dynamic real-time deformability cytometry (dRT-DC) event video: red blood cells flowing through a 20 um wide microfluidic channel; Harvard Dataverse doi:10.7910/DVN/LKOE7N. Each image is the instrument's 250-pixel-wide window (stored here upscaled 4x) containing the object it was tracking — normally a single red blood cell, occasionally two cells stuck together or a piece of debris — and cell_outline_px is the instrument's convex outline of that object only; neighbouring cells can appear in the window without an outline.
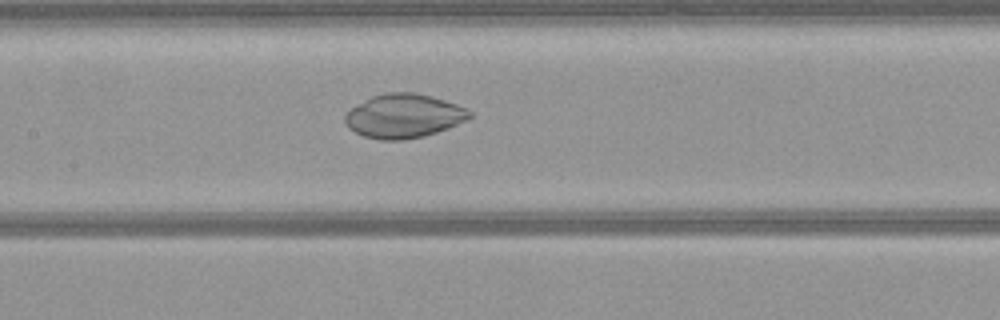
{"species": "common noctule bat (a hibernating species)", "species_latin": "Nyctalus noctula", "temperature_condition": "warm", "stored_images_in_passage": 52, "camera_frame_rate_fps": 3000, "um_per_image_px": 0.085, "animal": {"sex": "female", "body_mass_g": 21.9}, "frame": {"image": 1, "passage_image": 24, "time_ms": 7.667, "image_size_px": [1000, 320], "cell_outline_px": [[472, 116], [468, 120], [448, 128], [424, 136], [404, 140], [380, 140], [364, 136], [348, 128], [344, 120], [344, 116], [348, 108], [372, 96], [384, 92], [416, 92], [432, 96], [468, 108], [472, 112]], "centroid_in_image_um": [34.31, 9.85], "position_along_channel_um": 173.1, "area_um2": 32.31}}
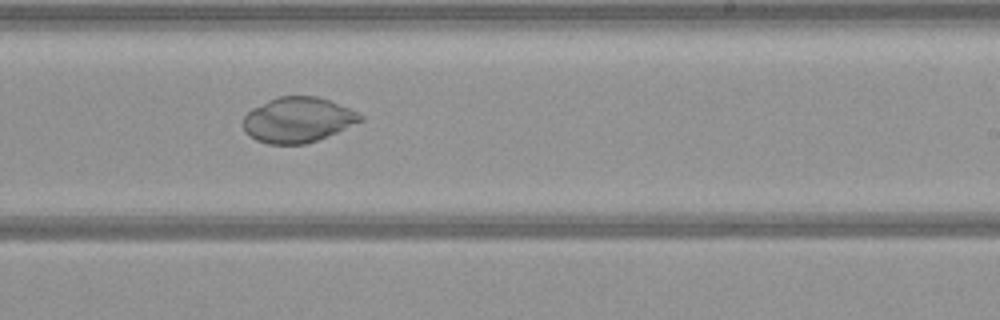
{"frame": {"image": 2, "passage_image": 31, "time_ms": 10.0, "image_size_px": [1000, 320], "cell_outline_px": [[364, 120], [336, 132], [316, 140], [304, 144], [268, 144], [256, 140], [244, 132], [244, 116], [252, 108], [276, 96], [316, 96], [328, 100], [348, 108], [364, 116]], "centroid_in_image_um": [25.28, 10.18], "position_along_channel_um": 263.7, "area_um2": 30.63}}
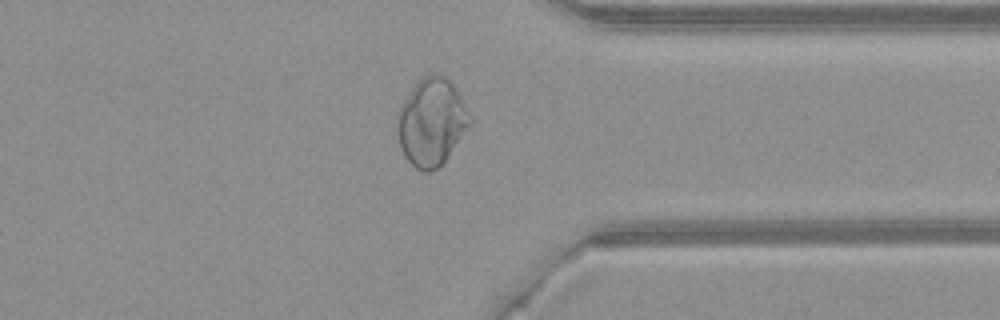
{"frame": {"image": 3, "passage_image": 40, "time_ms": 13.0, "image_size_px": [1000, 320], "cell_outline_px": [[472, 120], [444, 160], [436, 168], [428, 172], [424, 172], [416, 168], [404, 156], [400, 148], [400, 104], [412, 88], [424, 76], [432, 72], [440, 72], [452, 84], [460, 96]], "centroid_in_image_um": [36.68, 10.34], "position_along_channel_um": 374.7, "area_um2": 35.66}}